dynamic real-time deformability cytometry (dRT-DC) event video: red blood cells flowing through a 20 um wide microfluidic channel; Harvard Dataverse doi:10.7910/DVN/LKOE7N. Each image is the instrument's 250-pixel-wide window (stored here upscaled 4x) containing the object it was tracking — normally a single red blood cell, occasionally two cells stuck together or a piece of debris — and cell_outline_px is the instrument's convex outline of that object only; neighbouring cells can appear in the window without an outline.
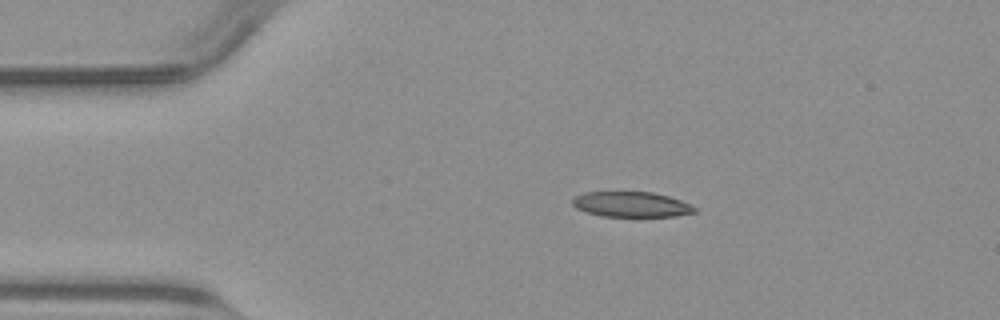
{"species": "common noctule bat (a hibernating species)", "species_latin": "Nyctalus noctula", "temperature_condition": "warm", "stored_images_in_passage": 41, "camera_frame_rate_fps": 3000, "um_per_image_px": 0.085, "animal": {"sex": "male", "body_mass_g": 23.1, "forearm_length_mm": 52.7}, "frame": {"image": 1, "passage_image": 1, "time_ms": 0.0, "image_size_px": [1000, 320], "cell_outline_px": [[696, 212], [676, 216], [600, 216], [584, 212], [576, 208], [572, 204], [572, 200], [576, 196], [584, 192], [652, 192], [668, 196], [692, 204], [696, 208]], "centroid_in_image_um": [53.65, 17.37], "position_along_channel_um": 31.3, "area_um2": 18.03}}
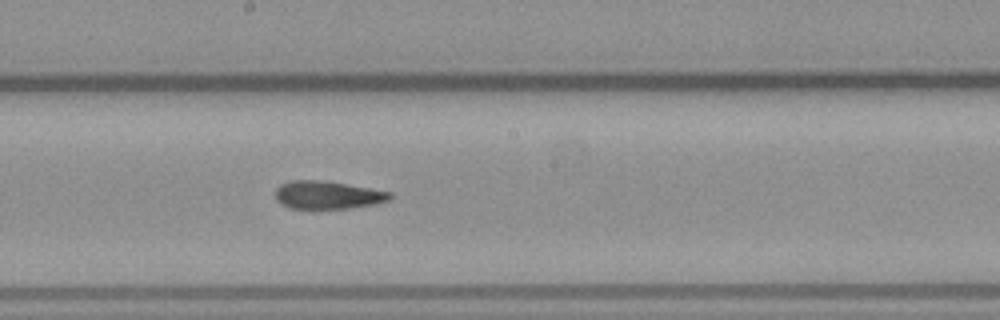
{"frame": {"image": 2, "passage_image": 18, "time_ms": 5.667, "image_size_px": [1000, 320], "cell_outline_px": [[392, 196], [388, 200], [376, 204], [352, 208], [312, 212], [288, 208], [280, 204], [276, 200], [276, 188], [280, 184], [292, 180], [324, 180], [392, 192]], "centroid_in_image_um": [27.79, 16.63], "position_along_channel_um": 220.4, "area_um2": 19.65}}
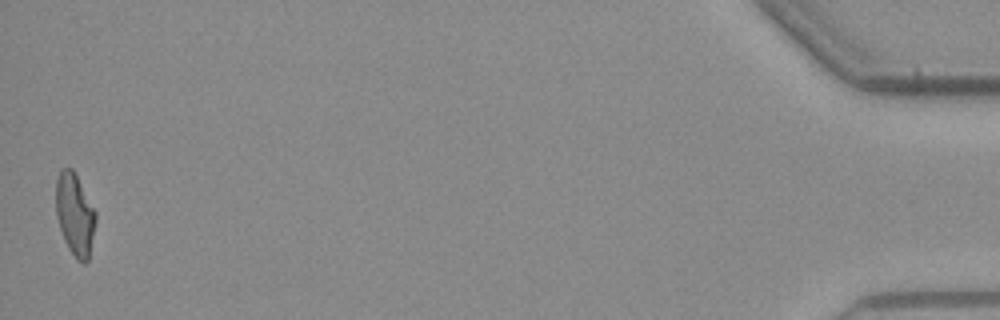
{"frame": {"image": 3, "passage_image": 41, "time_ms": 13.333, "image_size_px": [1000, 320], "cell_outline_px": [[96, 220], [88, 260], [84, 264], [76, 260], [68, 248], [64, 240], [56, 216], [56, 180], [60, 172], [64, 168], [72, 168], [96, 212]], "centroid_in_image_um": [6.36, 18.26], "position_along_channel_um": 428.8, "area_um2": 18.84}}